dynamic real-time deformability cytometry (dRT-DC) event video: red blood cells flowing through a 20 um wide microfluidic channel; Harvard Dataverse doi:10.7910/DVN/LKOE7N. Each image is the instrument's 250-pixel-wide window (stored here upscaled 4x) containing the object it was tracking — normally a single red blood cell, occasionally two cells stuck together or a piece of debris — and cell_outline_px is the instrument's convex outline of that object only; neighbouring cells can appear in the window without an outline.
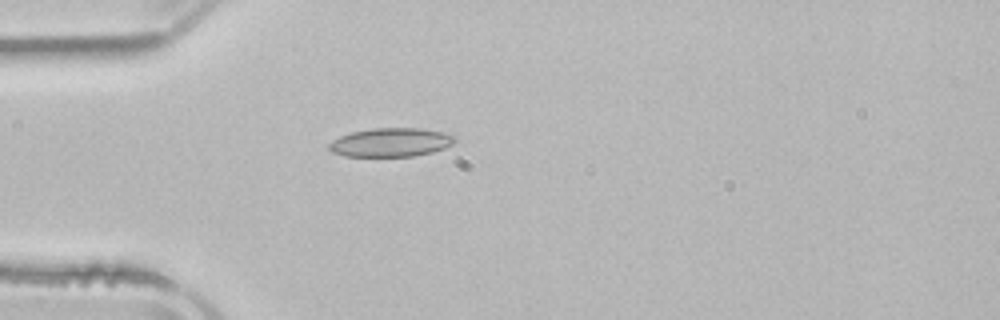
{"species": "common noctule bat (a hibernating species)", "species_latin": "Nyctalus noctula", "temperature_condition": "room temperature", "stored_images_in_passage": 4, "camera_frame_rate_fps": 3000, "um_per_image_px": 0.085, "animal": {"sex": "male", "body_mass_g": 21.5, "forearm_length_mm": 52.0}, "frame": {"image": 1, "passage_image": 4, "time_ms": 4.0, "image_size_px": [1000, 320], "cell_outline_px": [[456, 140], [452, 144], [444, 148], [432, 152], [412, 156], [344, 156], [332, 152], [328, 148], [328, 144], [332, 140], [340, 136], [352, 132], [372, 128], [420, 128], [444, 132], [456, 136]], "centroid_in_image_um": [33.22, 12.09], "position_along_channel_um": 51.8, "area_um2": 21.1}}